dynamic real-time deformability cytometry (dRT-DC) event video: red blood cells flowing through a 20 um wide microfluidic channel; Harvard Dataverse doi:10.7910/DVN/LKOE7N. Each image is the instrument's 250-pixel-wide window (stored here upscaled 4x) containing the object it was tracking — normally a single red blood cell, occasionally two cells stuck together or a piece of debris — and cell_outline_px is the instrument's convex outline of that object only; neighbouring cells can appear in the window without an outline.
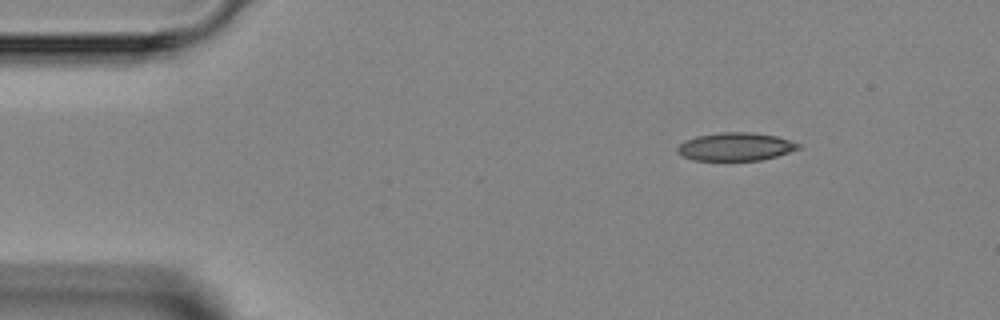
{"species": "Egyptian fruit bat (a non-hibernating species)", "species_latin": "Rousettus aegyptiacus", "temperature_condition": "room temperature", "stored_images_in_passage": 2, "camera_frame_rate_fps": 3000, "um_per_image_px": 0.085, "animal": {"sex": "female"}, "frame": {"image": 1, "passage_image": 1, "time_ms": 0.0, "image_size_px": [1000, 320], "cell_outline_px": [[800, 148], [776, 156], [760, 160], [692, 160], [676, 152], [676, 148], [684, 140], [696, 136], [720, 132], [752, 132], [776, 136], [800, 144]], "centroid_in_image_um": [62.48, 12.46], "position_along_channel_um": 22.5, "area_um2": 19.71}}